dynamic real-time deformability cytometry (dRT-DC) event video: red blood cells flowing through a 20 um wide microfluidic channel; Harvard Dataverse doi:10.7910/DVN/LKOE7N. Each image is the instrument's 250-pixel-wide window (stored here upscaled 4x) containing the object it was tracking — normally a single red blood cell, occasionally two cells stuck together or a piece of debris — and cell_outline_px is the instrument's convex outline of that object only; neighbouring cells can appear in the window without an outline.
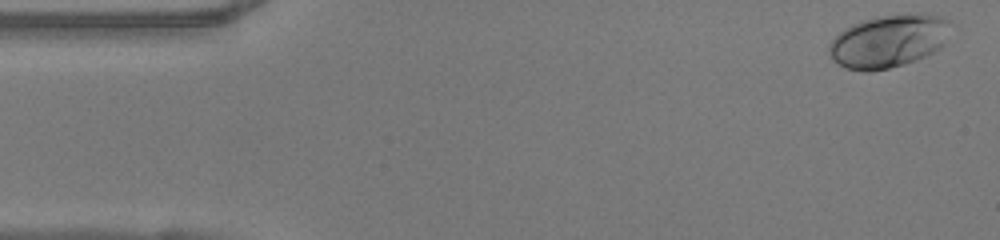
{"species": "human", "species_latin": "Homo sapiens", "temperature_condition": "warm", "stored_images_in_passage": 49, "camera_frame_rate_fps": 3000, "um_per_image_px": 0.085, "donor": {"sex": "female"}, "frame": {"image": 1, "passage_image": 1, "time_ms": 0.0, "image_size_px": [1000, 240], "cell_outline_px": [[956, 24], [944, 44], [940, 48], [916, 60], [904, 64], [888, 68], [868, 72], [844, 68], [832, 60], [828, 52], [828, 44], [844, 28], [852, 24], [864, 20], [880, 16], [916, 12], [924, 12], [940, 16], [952, 20]], "centroid_in_image_um": [75.6, 3.46], "position_along_channel_um": 9.4, "area_um2": 38.26}}
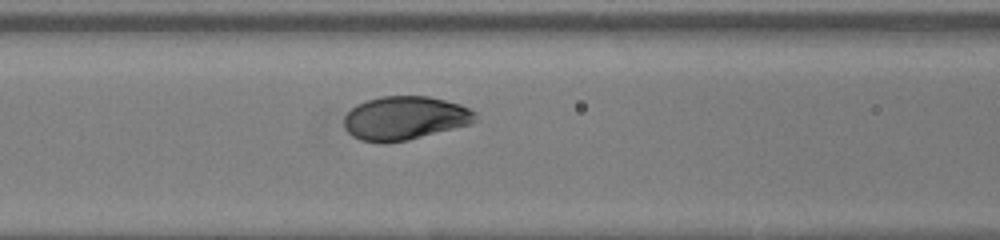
{"frame": {"image": 2, "passage_image": 19, "time_ms": 6.0, "image_size_px": [1000, 240], "cell_outline_px": [[476, 120], [472, 124], [408, 140], [380, 144], [360, 140], [352, 136], [344, 128], [344, 116], [356, 104], [380, 96], [428, 96], [460, 104], [476, 112]], "centroid_in_image_um": [34.4, 10.05], "position_along_channel_um": 132.2, "area_um2": 33.64}}
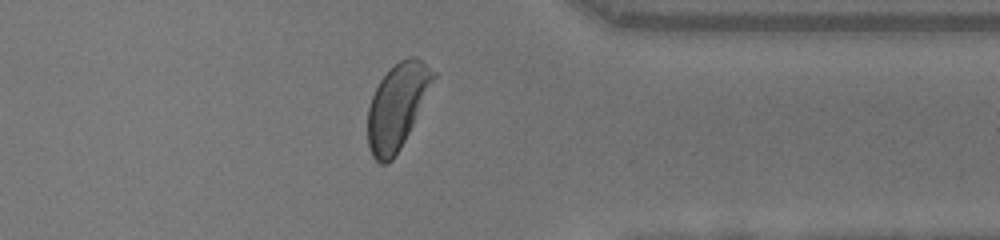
{"frame": {"image": 3, "passage_image": 38, "time_ms": 12.333, "image_size_px": [1000, 240], "cell_outline_px": [[436, 76], [400, 148], [392, 160], [388, 164], [380, 164], [372, 156], [368, 148], [368, 108], [372, 96], [380, 80], [400, 60], [408, 56], [416, 56], [436, 72]], "centroid_in_image_um": [33.74, 9.04], "position_along_channel_um": 377.7, "area_um2": 31.85}, "authors_computed_cell_mechanics": {"area_um2": 34.0442, "velocity_mm_per_s": 4.0418, "shape_relaxation_time_tau1_ms": 1.8118, "shape_relaxation_time_tau2_ms": null, "deformation_change_tau1": 0.1406, "deformation_change_tau2": null}}